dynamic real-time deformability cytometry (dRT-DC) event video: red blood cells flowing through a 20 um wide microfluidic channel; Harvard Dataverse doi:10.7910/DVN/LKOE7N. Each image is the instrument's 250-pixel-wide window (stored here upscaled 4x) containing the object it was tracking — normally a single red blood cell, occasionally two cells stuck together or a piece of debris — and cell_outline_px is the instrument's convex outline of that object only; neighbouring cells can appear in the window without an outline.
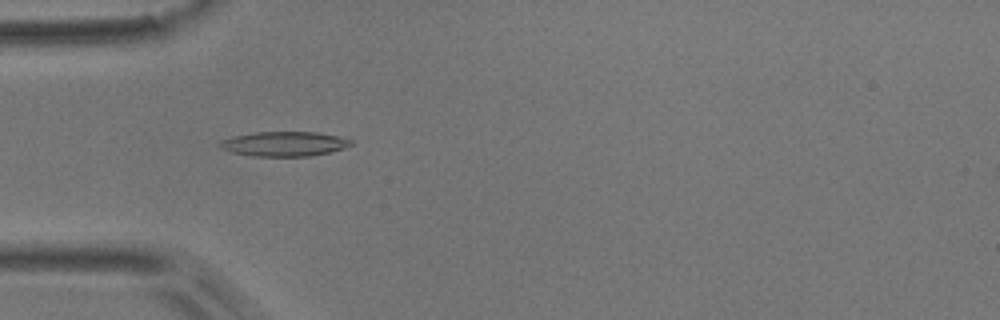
{"species": "common noctule bat (a hibernating species)", "species_latin": "Nyctalus noctula", "temperature_condition": "room temperature", "stored_images_in_passage": 5, "camera_frame_rate_fps": 3000, "um_per_image_px": 0.085, "animal": {"sex": "male", "body_mass_g": 17.9}, "frame": {"image": 1, "passage_image": 4, "time_ms": 1.0, "image_size_px": [1000, 320], "cell_outline_px": [[352, 144], [344, 148], [328, 152], [308, 156], [252, 156], [232, 152], [220, 148], [216, 144], [220, 140], [232, 136], [256, 132], [316, 132], [336, 136], [352, 140]], "centroid_in_image_um": [24.08, 12.22], "position_along_channel_um": 60.9, "area_um2": 18.79}}
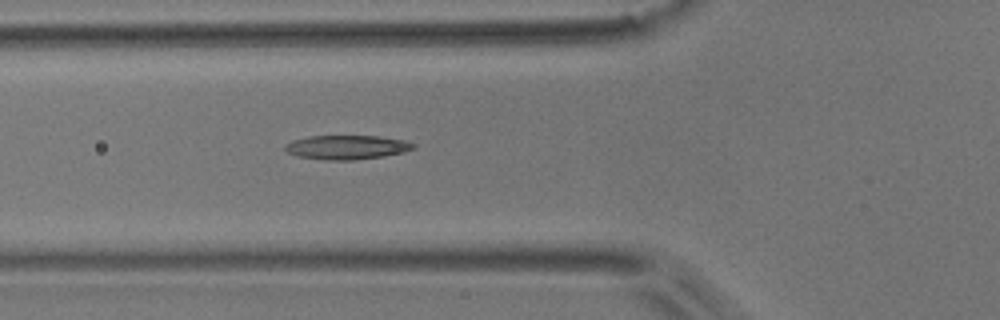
{"frame": {"image": 2, "passage_image": 5, "time_ms": 1.333, "image_size_px": [1000, 320], "cell_outline_px": [[416, 148], [404, 152], [384, 156], [352, 160], [324, 160], [296, 156], [288, 152], [284, 148], [284, 144], [292, 140], [308, 136], [380, 136], [404, 140], [416, 144]], "centroid_in_image_um": [29.47, 12.51], "position_along_channel_um": 96.3, "area_um2": 18.21}}